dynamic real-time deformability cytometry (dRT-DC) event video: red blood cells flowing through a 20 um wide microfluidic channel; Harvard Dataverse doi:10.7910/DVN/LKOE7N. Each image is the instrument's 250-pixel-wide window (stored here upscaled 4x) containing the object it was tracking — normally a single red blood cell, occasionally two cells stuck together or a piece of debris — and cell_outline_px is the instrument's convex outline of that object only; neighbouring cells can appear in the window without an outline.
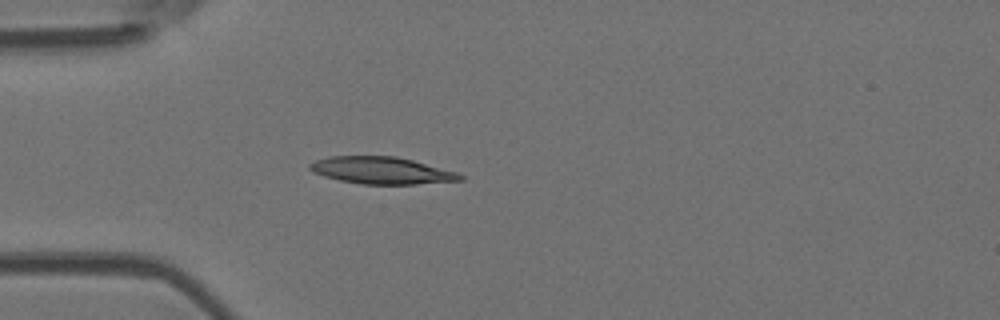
{"species": "Egyptian fruit bat (a non-hibernating species)", "species_latin": "Rousettus aegyptiacus", "temperature_condition": "room temperature", "stored_images_in_passage": 4, "camera_frame_rate_fps": 3000, "um_per_image_px": 0.085, "animal": {"sex": "female"}, "frame": {"image": 1, "passage_image": 4, "time_ms": 4.333, "image_size_px": [1000, 320], "cell_outline_px": [[464, 180], [416, 184], [360, 184], [340, 180], [324, 176], [312, 172], [308, 168], [308, 164], [316, 160], [328, 156], [396, 156], [412, 160], [456, 172], [464, 176]], "centroid_in_image_um": [32.4, 14.49], "position_along_channel_um": 52.6, "area_um2": 23.64}}